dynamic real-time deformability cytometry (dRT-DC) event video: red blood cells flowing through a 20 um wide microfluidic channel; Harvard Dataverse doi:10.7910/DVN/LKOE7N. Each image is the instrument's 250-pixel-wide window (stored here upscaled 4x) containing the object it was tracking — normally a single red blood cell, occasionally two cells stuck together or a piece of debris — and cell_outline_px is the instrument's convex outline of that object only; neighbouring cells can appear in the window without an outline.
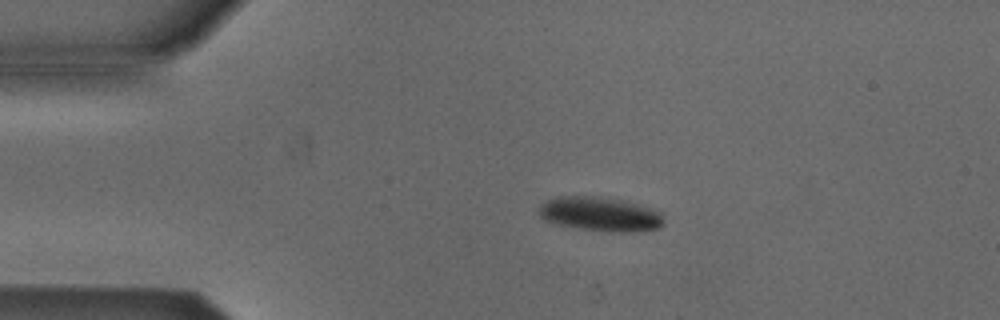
{"species": "Egyptian fruit bat (a non-hibernating species)", "species_latin": "Rousettus aegyptiacus", "temperature_condition": "cold", "stored_images_in_passage": 3, "camera_frame_rate_fps": 3000, "um_per_image_px": 0.085, "animal": {"sex": "male"}, "frame": {"image": 1, "passage_image": 2, "time_ms": 0.333, "image_size_px": [1000, 320], "cell_outline_px": [[664, 224], [660, 228], [640, 232], [608, 232], [580, 228], [556, 224], [544, 220], [536, 212], [540, 204], [556, 196], [592, 196], [620, 200], [636, 204], [660, 212], [664, 220]], "centroid_in_image_um": [50.99, 18.21], "position_along_channel_um": 34.0, "area_um2": 25.03}}